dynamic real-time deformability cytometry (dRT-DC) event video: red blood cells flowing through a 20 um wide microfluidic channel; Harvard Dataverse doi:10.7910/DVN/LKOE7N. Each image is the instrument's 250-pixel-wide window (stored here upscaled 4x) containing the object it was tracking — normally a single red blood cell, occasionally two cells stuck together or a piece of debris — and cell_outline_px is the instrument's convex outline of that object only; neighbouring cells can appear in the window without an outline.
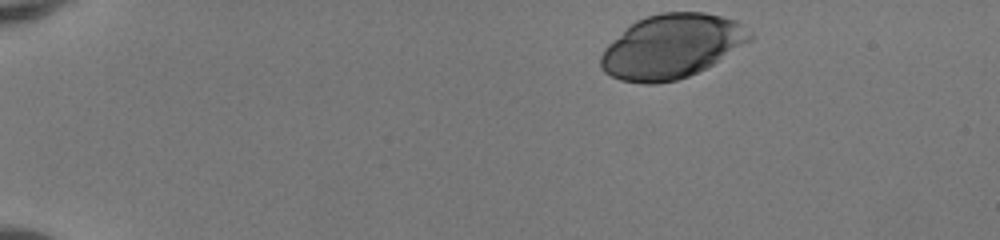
{"species": "human", "species_latin": "Homo sapiens", "temperature_condition": "room temperature", "stored_images_in_passage": 44, "camera_frame_rate_fps": 3000, "um_per_image_px": 0.085, "donor": {"sex": "female"}, "frame": {"image": 1, "passage_image": 1, "time_ms": 0.0, "image_size_px": [1000, 240], "cell_outline_px": [[752, 40], [712, 64], [688, 76], [676, 80], [656, 84], [644, 84], [620, 80], [604, 72], [600, 68], [600, 56], [604, 48], [608, 44], [636, 20], [660, 12], [704, 12], [736, 20], [752, 32]], "centroid_in_image_um": [57.08, 3.94], "position_along_channel_um": 27.9, "area_um2": 55.49}}
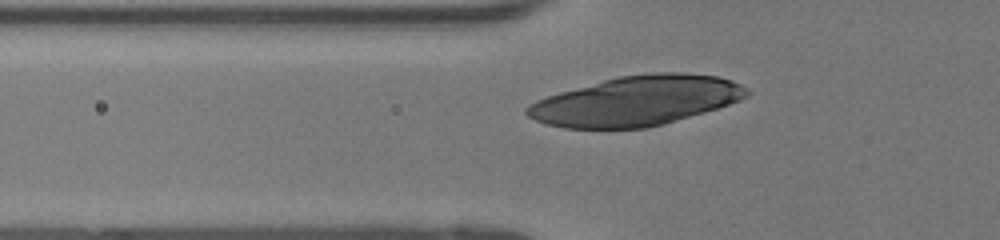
{"frame": {"image": 2, "passage_image": 12, "time_ms": 3.667, "image_size_px": [1000, 240], "cell_outline_px": [[752, 92], [748, 96], [740, 100], [716, 108], [664, 124], [648, 128], [564, 128], [548, 124], [536, 120], [528, 116], [524, 112], [524, 108], [528, 104], [536, 100], [560, 92], [604, 80], [620, 76], [652, 72], [684, 72], [720, 76], [732, 80], [748, 88]], "centroid_in_image_um": [54.11, 8.56], "position_along_channel_um": 71.7, "area_um2": 63.46}}